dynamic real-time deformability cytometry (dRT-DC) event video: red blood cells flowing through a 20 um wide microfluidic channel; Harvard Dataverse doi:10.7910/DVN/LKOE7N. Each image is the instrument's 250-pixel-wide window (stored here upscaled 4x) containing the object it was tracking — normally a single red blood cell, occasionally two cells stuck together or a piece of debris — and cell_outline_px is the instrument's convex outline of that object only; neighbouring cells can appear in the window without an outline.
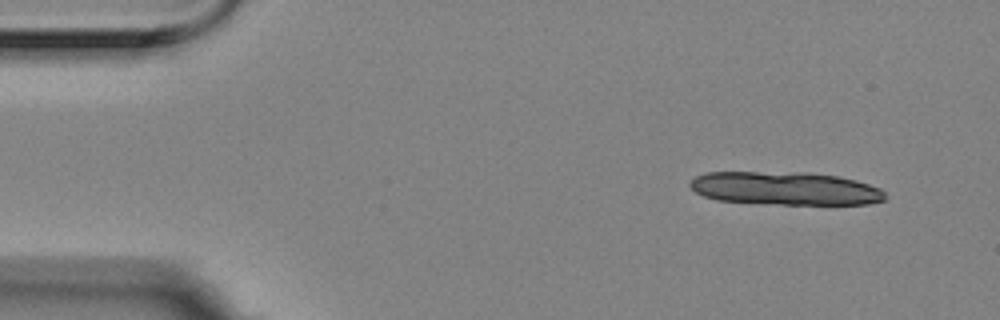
{"species": "Egyptian fruit bat (a non-hibernating species)", "species_latin": "Rousettus aegyptiacus", "temperature_condition": "room temperature", "stored_images_in_passage": 3, "camera_frame_rate_fps": 3000, "um_per_image_px": 0.085, "animal": {"sex": "female"}, "frame": {"image": 1, "passage_image": 1, "time_ms": 0.0, "image_size_px": [1000, 320], "cell_outline_px": [[884, 200], [868, 204], [780, 204], [716, 200], [704, 196], [696, 192], [688, 184], [696, 176], [704, 172], [808, 172], [836, 176], [856, 180], [880, 188], [884, 192]], "centroid_in_image_um": [66.72, 16.0], "position_along_channel_um": 18.3, "area_um2": 37.69}}